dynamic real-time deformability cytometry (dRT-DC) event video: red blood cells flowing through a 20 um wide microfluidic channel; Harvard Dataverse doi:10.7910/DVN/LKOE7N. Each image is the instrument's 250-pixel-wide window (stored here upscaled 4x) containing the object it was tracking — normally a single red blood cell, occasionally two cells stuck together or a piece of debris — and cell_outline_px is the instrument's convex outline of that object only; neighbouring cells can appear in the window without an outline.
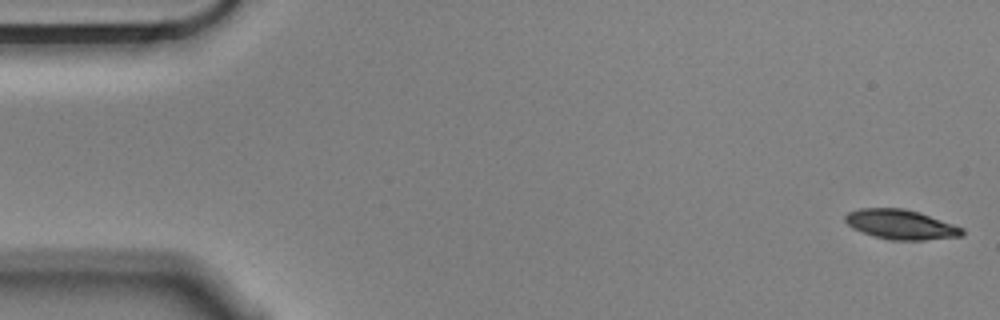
{"species": "Egyptian fruit bat (a non-hibernating species)", "species_latin": "Rousettus aegyptiacus", "temperature_condition": "cold", "stored_images_in_passage": 56, "camera_frame_rate_fps": 3000, "um_per_image_px": 0.085, "animal": {"sex": "male"}, "frame": {"image": 1, "passage_image": 1, "time_ms": 0.0, "image_size_px": [1000, 320], "cell_outline_px": [[964, 236], [924, 240], [892, 240], [872, 236], [860, 232], [852, 228], [844, 220], [844, 216], [848, 212], [860, 208], [904, 208], [920, 212], [964, 228]], "centroid_in_image_um": [76.56, 19.08], "position_along_channel_um": 8.4, "area_um2": 20.46}}
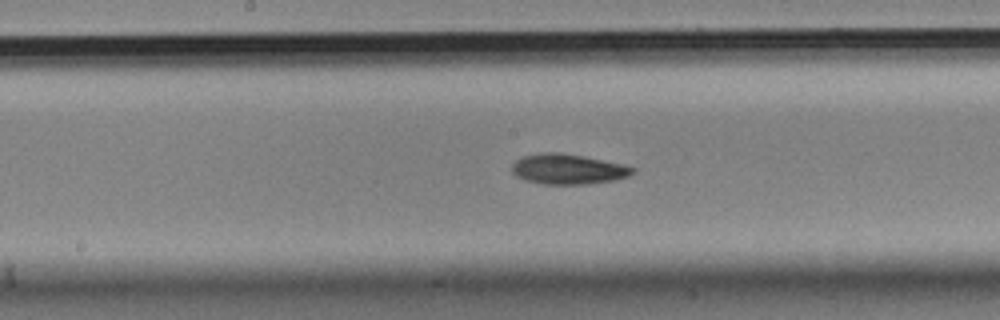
{"frame": {"image": 2, "passage_image": 28, "time_ms": 9.0, "image_size_px": [1000, 320], "cell_outline_px": [[636, 172], [628, 176], [616, 180], [588, 184], [540, 184], [524, 180], [516, 176], [512, 172], [512, 164], [516, 160], [524, 156], [540, 152], [560, 152], [584, 156], [624, 164], [636, 168]], "centroid_in_image_um": [48.3, 14.37], "position_along_channel_um": 199.9, "area_um2": 21.56}}
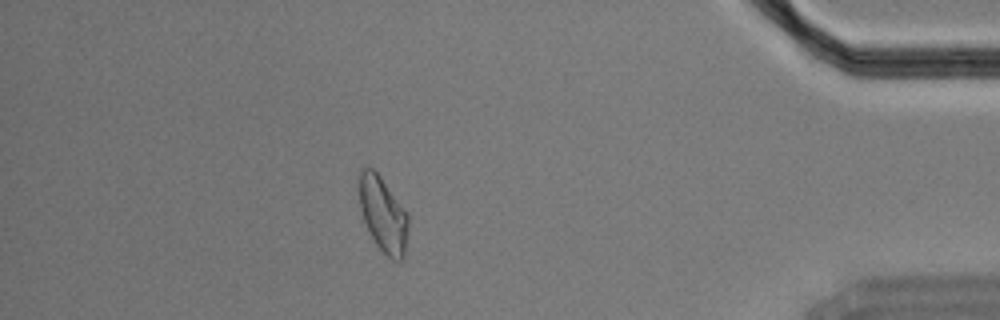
{"frame": {"image": 3, "passage_image": 49, "time_ms": 16.0, "image_size_px": [1000, 320], "cell_outline_px": [[408, 228], [404, 260], [392, 260], [376, 244], [368, 232], [360, 208], [360, 172], [364, 168], [372, 168], [380, 176], [408, 212]], "centroid_in_image_um": [32.59, 18.26], "position_along_channel_um": 402.6, "area_um2": 21.39}, "authors_computed_cell_mechanics": {"area_um2": 20.9814, "velocity_mm_per_s": 3.543, "shape_relaxation_time_tau1_ms": 7.0731, "shape_relaxation_time_tau2_ms": 8.2726, "deformation_change_tau1": 0.1566, "deformation_change_tau2": 0.1531}}